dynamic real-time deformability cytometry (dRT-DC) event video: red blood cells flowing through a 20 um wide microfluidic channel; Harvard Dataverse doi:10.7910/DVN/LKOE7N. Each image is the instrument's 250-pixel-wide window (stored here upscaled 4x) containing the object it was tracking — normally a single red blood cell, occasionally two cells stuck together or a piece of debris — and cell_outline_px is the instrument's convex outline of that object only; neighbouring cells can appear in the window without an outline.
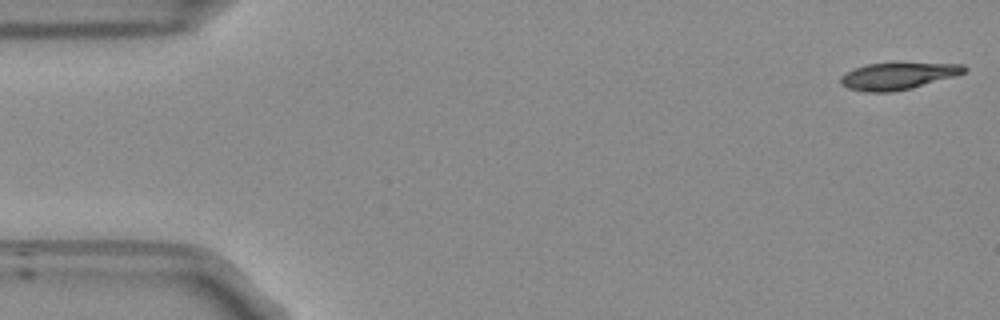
{"species": "Egyptian fruit bat (a non-hibernating species)", "species_latin": "Rousettus aegyptiacus", "temperature_condition": "room temperature", "stored_images_in_passage": 53, "camera_frame_rate_fps": 3000, "um_per_image_px": 0.085, "frame": {"image": 1, "passage_image": 1, "time_ms": 0.0, "image_size_px": [1000, 320], "cell_outline_px": [[968, 68], [964, 72], [952, 76], [912, 88], [888, 92], [864, 92], [848, 88], [840, 84], [840, 76], [856, 68], [868, 64], [964, 64]], "centroid_in_image_um": [76.26, 6.48], "position_along_channel_um": 8.7, "area_um2": 18.73}}
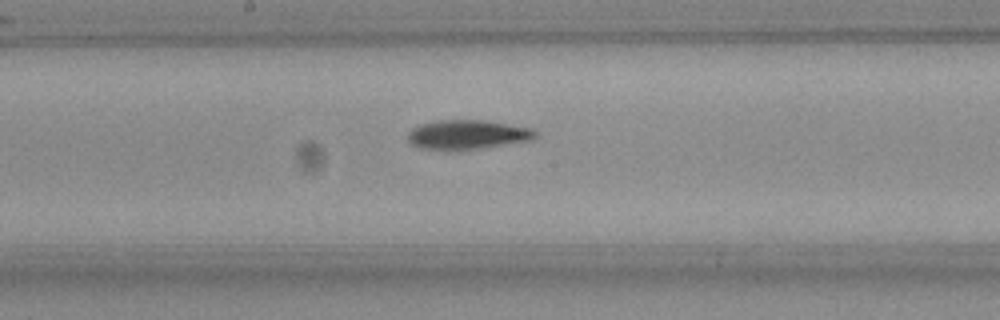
{"frame": {"image": 2, "passage_image": 27, "time_ms": 8.667, "image_size_px": [1000, 320], "cell_outline_px": [[536, 136], [532, 140], [476, 148], [420, 148], [412, 144], [408, 140], [408, 132], [412, 128], [420, 124], [436, 120], [484, 120], [532, 128], [536, 132]], "centroid_in_image_um": [39.73, 11.4], "position_along_channel_um": 208.5, "area_um2": 21.15}}
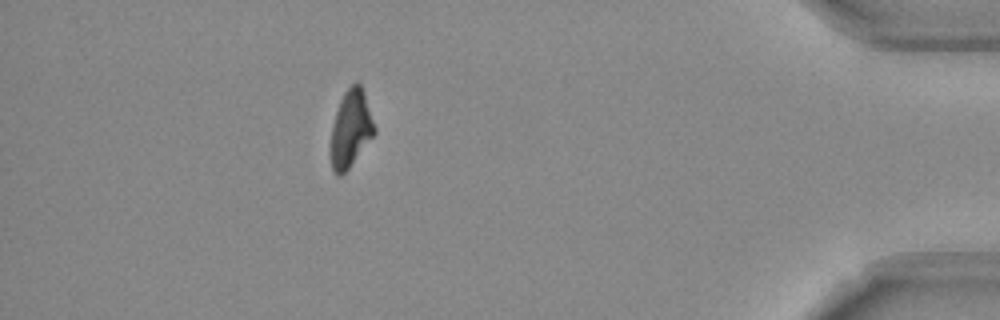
{"frame": {"image": 3, "passage_image": 47, "time_ms": 15.333, "image_size_px": [1000, 320], "cell_outline_px": [[376, 132], [348, 168], [340, 176], [336, 176], [332, 168], [332, 124], [340, 100], [344, 92], [356, 80], [360, 84], [364, 92], [376, 128]], "centroid_in_image_um": [29.83, 10.9], "position_along_channel_um": 405.4, "area_um2": 19.19}}